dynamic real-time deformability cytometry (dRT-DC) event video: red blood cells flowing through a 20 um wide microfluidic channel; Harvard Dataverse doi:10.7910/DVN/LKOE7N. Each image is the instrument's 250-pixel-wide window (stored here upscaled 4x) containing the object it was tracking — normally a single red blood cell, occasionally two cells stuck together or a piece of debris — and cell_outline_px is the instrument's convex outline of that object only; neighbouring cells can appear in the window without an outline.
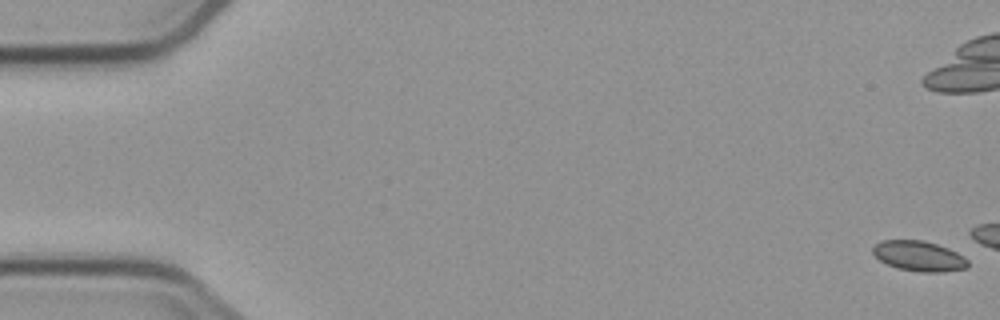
{"species": "common noctule bat (a hibernating species)", "species_latin": "Nyctalus noctula", "temperature_condition": "cold", "stored_images_in_passage": 4, "camera_frame_rate_fps": 3000, "um_per_image_px": 0.085, "animal": {"sex": "male", "body_mass_g": 23.1, "forearm_length_mm": 52.7}, "frame": {"image": 1, "passage_image": 1, "time_ms": 0.0, "image_size_px": [1000, 320], "cell_outline_px": [[968, 268], [944, 272], [920, 272], [896, 268], [880, 260], [872, 252], [872, 248], [880, 240], [924, 240], [948, 248], [964, 256], [968, 260]], "centroid_in_image_um": [78.12, 21.77], "position_along_channel_um": 6.9, "area_um2": 16.82}}